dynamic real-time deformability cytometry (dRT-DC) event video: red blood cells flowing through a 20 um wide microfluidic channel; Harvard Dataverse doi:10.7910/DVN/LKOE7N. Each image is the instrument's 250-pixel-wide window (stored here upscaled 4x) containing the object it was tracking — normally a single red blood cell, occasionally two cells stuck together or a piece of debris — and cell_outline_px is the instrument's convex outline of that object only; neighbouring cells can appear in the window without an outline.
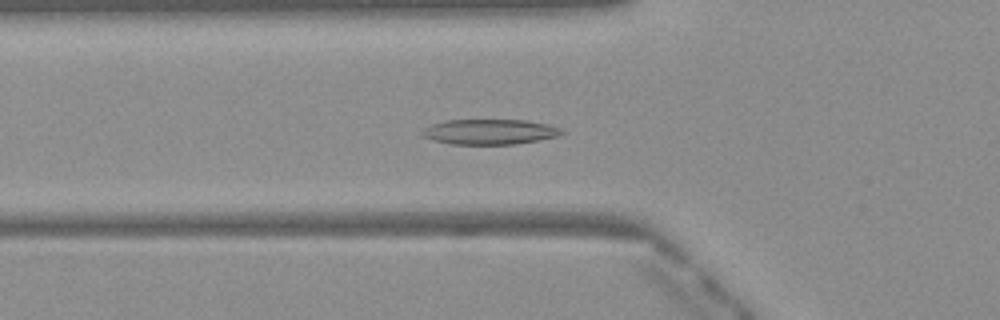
{"species": "Egyptian fruit bat (a non-hibernating species)", "species_latin": "Rousettus aegyptiacus", "temperature_condition": "warm", "stored_images_in_passage": 46, "camera_frame_rate_fps": 3000, "um_per_image_px": 0.085, "frame": {"image": 1, "passage_image": 14, "time_ms": 4.333, "image_size_px": [1000, 320], "cell_outline_px": [[564, 132], [556, 136], [540, 140], [516, 144], [448, 144], [432, 140], [424, 136], [420, 132], [424, 128], [432, 124], [444, 120], [524, 120], [548, 124], [560, 128]], "centroid_in_image_um": [41.59, 11.2], "position_along_channel_um": 84.2, "area_um2": 20.52}}
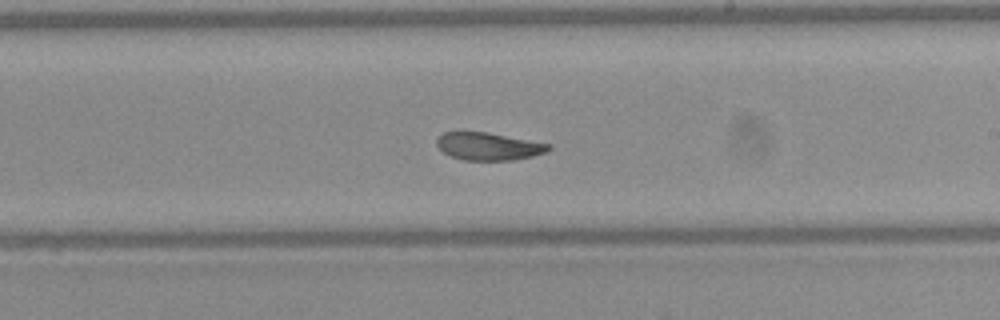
{"frame": {"image": 2, "passage_image": 26, "time_ms": 8.333, "image_size_px": [1000, 320], "cell_outline_px": [[552, 148], [548, 152], [532, 156], [512, 160], [464, 160], [452, 156], [444, 152], [436, 144], [436, 140], [444, 132], [460, 128], [488, 132], [552, 144]], "centroid_in_image_um": [41.51, 12.39], "position_along_channel_um": 247.5, "area_um2": 18.61}}
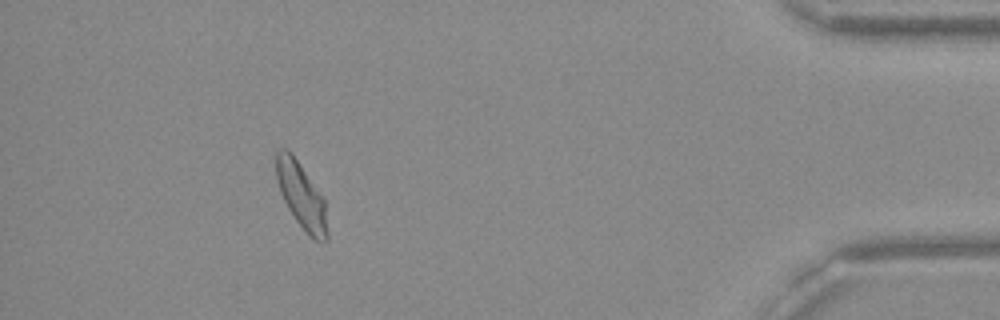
{"frame": {"image": 3, "passage_image": 42, "time_ms": 13.667, "image_size_px": [1000, 320], "cell_outline_px": [[328, 240], [324, 244], [308, 236], [296, 220], [288, 208], [280, 192], [276, 180], [276, 152], [280, 148], [288, 148], [324, 200], [328, 232]], "centroid_in_image_um": [25.61, 16.68], "position_along_channel_um": 409.6, "area_um2": 19.42}, "authors_computed_cell_mechanics": {"area_um2": 19.9121, "velocity_mm_per_s": 4.0658, "shape_relaxation_time_tau1_ms": 3.876, "shape_relaxation_time_tau2_ms": 2.1596, "deformation_change_tau1": 0.1322, "deformation_change_tau2": 0.0843}}